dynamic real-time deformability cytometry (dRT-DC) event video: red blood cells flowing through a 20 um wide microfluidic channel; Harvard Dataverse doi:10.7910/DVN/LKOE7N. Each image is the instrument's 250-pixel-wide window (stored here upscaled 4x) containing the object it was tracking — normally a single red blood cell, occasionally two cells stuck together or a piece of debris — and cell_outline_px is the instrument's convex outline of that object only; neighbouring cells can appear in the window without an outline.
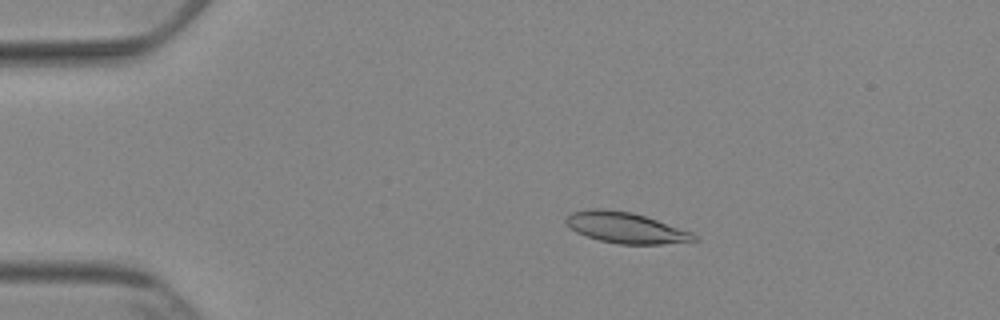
{"species": "Egyptian fruit bat (a non-hibernating species)", "species_latin": "Rousettus aegyptiacus", "temperature_condition": "cold", "stored_images_in_passage": 41, "camera_frame_rate_fps": 3000, "um_per_image_px": 0.085, "animal": {"sex": "female"}, "frame": {"image": 1, "passage_image": 11, "time_ms": 3.333, "image_size_px": [1000, 320], "cell_outline_px": [[676, 232], [672, 240], [644, 244], [632, 244], [608, 240], [592, 236], [584, 232], [584, 212], [620, 212], [640, 216], [652, 220]], "centroid_in_image_um": [53.18, 19.39], "position_along_channel_um": 31.8, "area_um2": 15.78}}
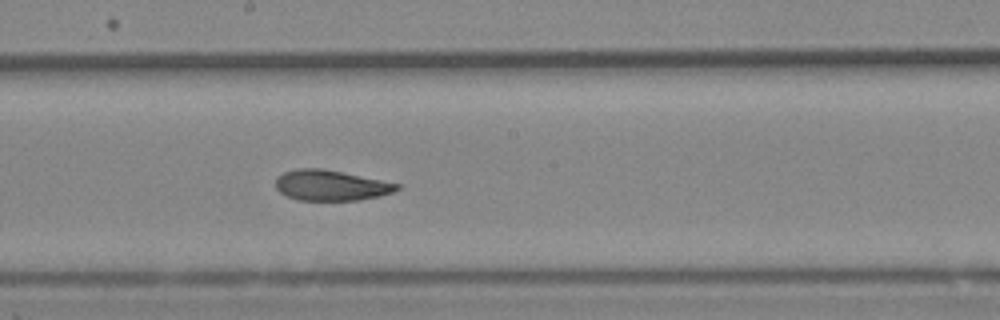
{"frame": {"image": 2, "passage_image": 30, "time_ms": 9.667, "image_size_px": [1000, 320], "cell_outline_px": [[396, 188], [384, 192], [368, 196], [340, 200], [312, 200], [296, 196], [280, 188], [280, 180], [284, 176], [292, 172], [332, 172], [396, 184]], "centroid_in_image_um": [28.18, 15.8], "position_along_channel_um": 220.0, "area_um2": 17.28}}
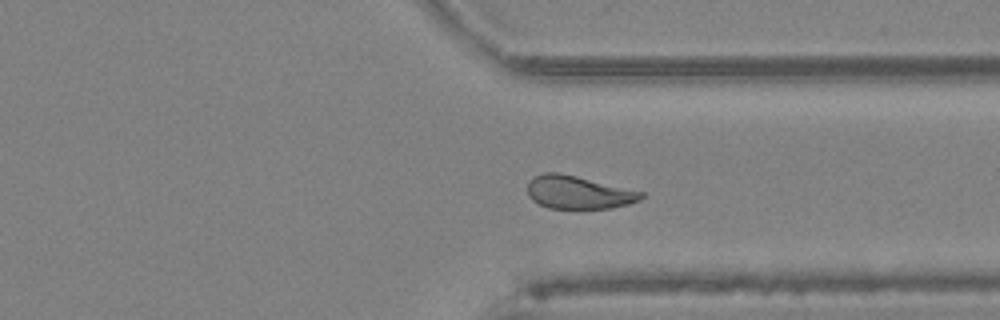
{"frame": {"image": 3, "passage_image": 41, "time_ms": 13.333, "image_size_px": [1000, 320], "cell_outline_px": [[640, 196], [632, 200], [620, 204], [600, 208], [556, 208], [544, 204], [536, 200], [532, 196], [540, 176], [572, 176]], "centroid_in_image_um": [49.1, 16.44], "position_along_channel_um": 362.3, "area_um2": 17.28}}